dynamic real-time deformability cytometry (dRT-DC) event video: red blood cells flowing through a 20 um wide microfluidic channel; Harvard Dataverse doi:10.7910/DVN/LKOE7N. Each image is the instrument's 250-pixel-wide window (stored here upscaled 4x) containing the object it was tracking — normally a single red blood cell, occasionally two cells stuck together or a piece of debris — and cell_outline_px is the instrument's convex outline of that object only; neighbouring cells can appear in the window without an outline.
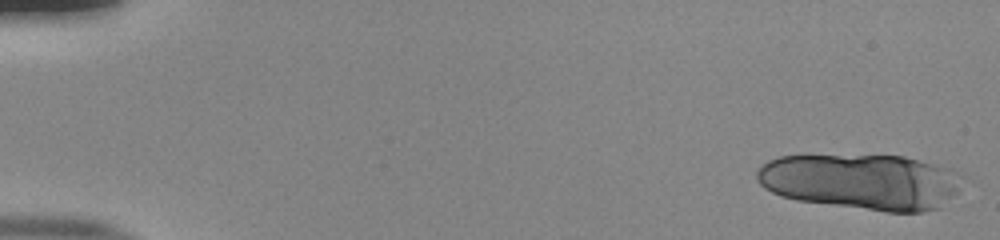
{"species": "human", "species_latin": "Homo sapiens", "temperature_condition": "room temperature", "stored_images_in_passage": 17, "camera_frame_rate_fps": 3000, "um_per_image_px": 0.085, "donor": {"sex": "male"}, "frame": {"image": 1, "passage_image": 1, "time_ms": 0.0, "image_size_px": [1000, 240], "cell_outline_px": [[964, 176], [960, 192], [940, 208], [920, 212], [888, 212], [796, 200], [780, 196], [764, 188], [756, 180], [756, 172], [768, 160], [780, 156], [904, 156], [952, 168]], "centroid_in_image_um": [73.3, 15.45], "position_along_channel_um": 11.7, "area_um2": 67.28}}